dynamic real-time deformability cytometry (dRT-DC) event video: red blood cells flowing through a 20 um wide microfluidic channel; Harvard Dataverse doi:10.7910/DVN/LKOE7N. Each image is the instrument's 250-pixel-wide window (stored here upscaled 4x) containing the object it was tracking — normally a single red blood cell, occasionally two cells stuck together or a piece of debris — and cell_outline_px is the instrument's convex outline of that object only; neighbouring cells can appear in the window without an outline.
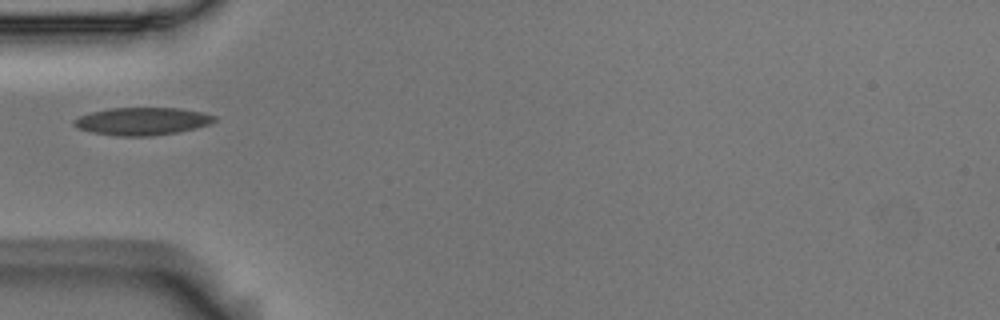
{"species": "Egyptian fruit bat (a non-hibernating species)", "species_latin": "Rousettus aegyptiacus", "temperature_condition": "room temperature", "stored_images_in_passage": 1, "camera_frame_rate_fps": 3000, "um_per_image_px": 0.085, "animal": {"sex": "male"}, "frame": {"image": 1, "passage_image": 1, "time_ms": 0.0, "image_size_px": [1000, 320], "cell_outline_px": [[216, 120], [212, 124], [180, 132], [152, 136], [120, 136], [92, 132], [80, 128], [72, 124], [72, 120], [80, 116], [92, 112], [112, 108], [180, 108], [204, 112], [216, 116]], "centroid_in_image_um": [12.16, 10.31], "position_along_channel_um": 72.8, "area_um2": 22.72}}